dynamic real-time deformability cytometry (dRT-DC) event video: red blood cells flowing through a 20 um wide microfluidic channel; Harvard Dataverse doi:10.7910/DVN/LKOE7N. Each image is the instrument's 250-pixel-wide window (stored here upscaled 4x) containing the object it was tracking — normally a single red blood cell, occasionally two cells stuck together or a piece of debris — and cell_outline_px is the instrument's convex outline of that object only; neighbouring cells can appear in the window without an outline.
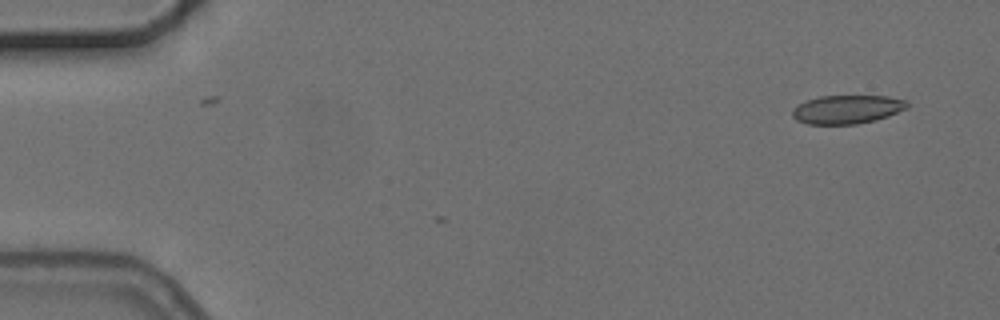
{"species": "common noctule bat (a hibernating species)", "species_latin": "Nyctalus noctula", "temperature_condition": "cold", "stored_images_in_passage": 2, "camera_frame_rate_fps": 3000, "um_per_image_px": 0.085, "animal": {"sex": "female", "body_mass_g": 24.6, "forearm_length_mm": 56.2}, "frame": {"image": 1, "passage_image": 2, "time_ms": 1.0, "image_size_px": [1000, 320], "cell_outline_px": [[908, 108], [888, 116], [876, 120], [856, 124], [808, 124], [796, 120], [792, 116], [792, 108], [796, 104], [804, 100], [820, 96], [888, 96], [908, 100]], "centroid_in_image_um": [71.98, 9.29], "position_along_channel_um": 13.0, "area_um2": 19.42}}